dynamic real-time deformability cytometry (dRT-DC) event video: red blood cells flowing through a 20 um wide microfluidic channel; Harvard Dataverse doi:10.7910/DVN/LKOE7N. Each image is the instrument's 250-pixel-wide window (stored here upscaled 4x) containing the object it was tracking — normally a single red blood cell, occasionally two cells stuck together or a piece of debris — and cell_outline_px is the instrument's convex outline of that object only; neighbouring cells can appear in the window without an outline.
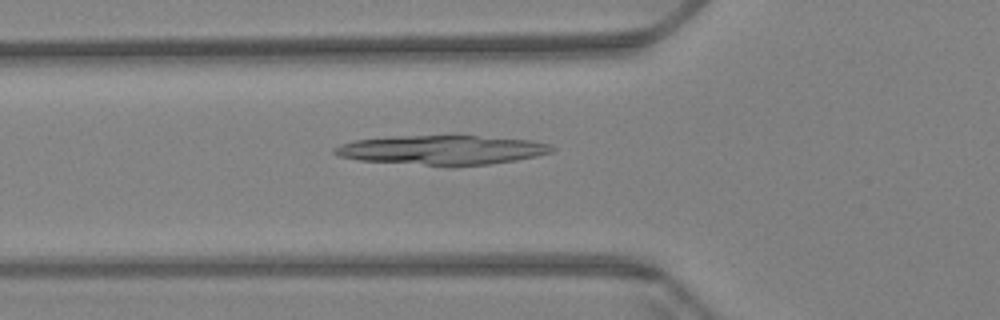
{"species": "Egyptian fruit bat (a non-hibernating species)", "species_latin": "Rousettus aegyptiacus", "temperature_condition": "warm", "stored_images_in_passage": 59, "camera_frame_rate_fps": 3000, "um_per_image_px": 0.085, "animal": {"sex": "female"}, "frame": {"image": 1, "passage_image": 21, "time_ms": 6.667, "image_size_px": [1000, 320], "cell_outline_px": [[556, 148], [552, 152], [536, 156], [516, 160], [488, 164], [456, 168], [448, 168], [360, 160], [340, 156], [332, 152], [332, 148], [340, 144], [356, 140], [392, 136], [476, 136], [532, 140], [548, 144]], "centroid_in_image_um": [37.56, 12.78], "position_along_channel_um": 88.2, "area_um2": 37.86}}
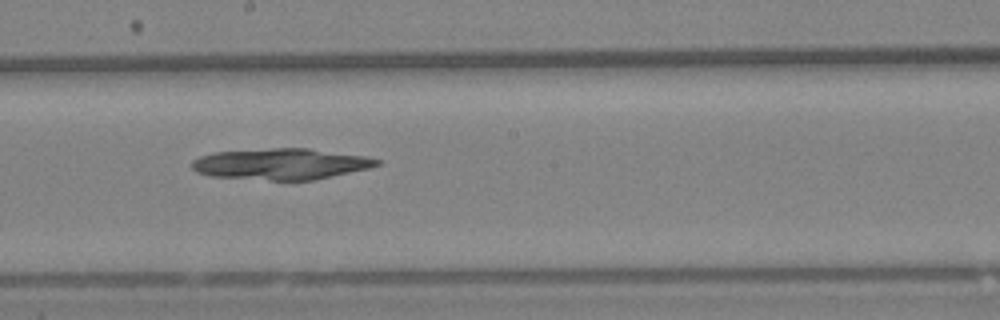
{"frame": {"image": 2, "passage_image": 33, "time_ms": 10.667, "image_size_px": [1000, 320], "cell_outline_px": [[380, 164], [368, 168], [312, 180], [272, 180], [212, 176], [196, 172], [192, 168], [192, 160], [200, 156], [212, 152], [272, 148], [308, 148], [364, 156], [380, 160]], "centroid_in_image_um": [23.84, 13.93], "position_along_channel_um": 224.4, "area_um2": 33.23}}
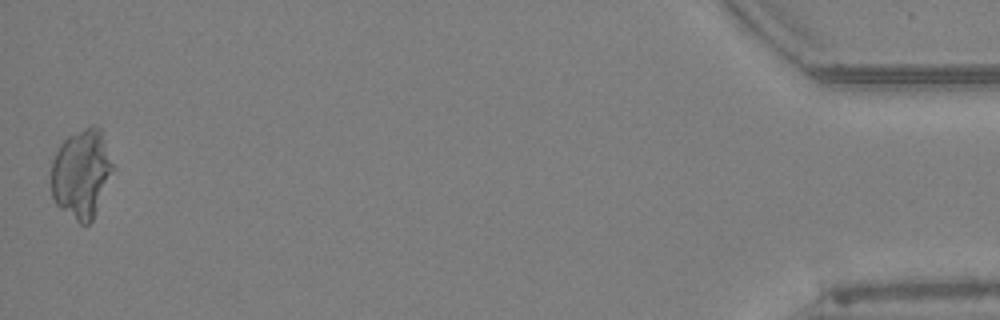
{"frame": {"image": 3, "passage_image": 59, "time_ms": 19.333, "image_size_px": [1000, 320], "cell_outline_px": [[116, 168], [92, 220], [88, 224], [80, 224], [60, 208], [56, 204], [52, 196], [52, 160], [60, 144], [68, 136], [92, 124], [96, 124], [100, 128]], "centroid_in_image_um": [6.96, 14.74], "position_along_channel_um": 428.2, "area_um2": 32.19}}